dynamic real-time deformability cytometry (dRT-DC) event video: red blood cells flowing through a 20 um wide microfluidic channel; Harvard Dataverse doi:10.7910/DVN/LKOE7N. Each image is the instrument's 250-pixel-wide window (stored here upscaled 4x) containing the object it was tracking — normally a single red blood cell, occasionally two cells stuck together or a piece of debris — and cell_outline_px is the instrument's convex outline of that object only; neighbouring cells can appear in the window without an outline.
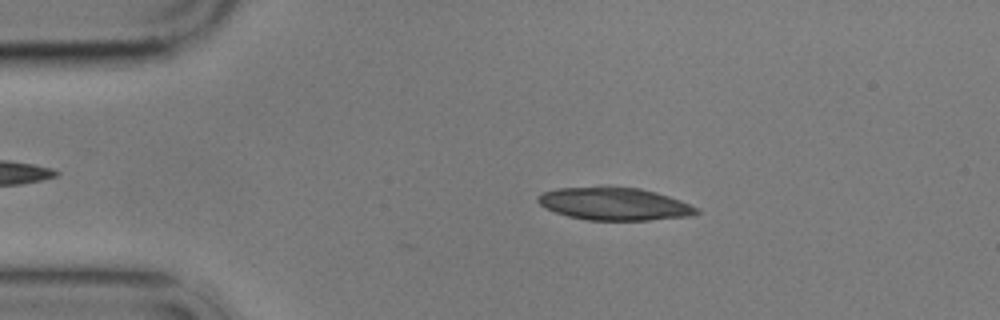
{"species": "common noctule bat (a hibernating species)", "species_latin": "Nyctalus noctula", "temperature_condition": "cold", "stored_images_in_passage": 6, "camera_frame_rate_fps": 3000, "um_per_image_px": 0.085, "animal": {"sex": "male", "body_mass_g": 17.9}, "frame": {"image": 1, "passage_image": 2, "time_ms": 1.333, "image_size_px": [1000, 320], "cell_outline_px": [[700, 212], [692, 216], [648, 220], [588, 220], [568, 216], [556, 212], [540, 204], [536, 200], [536, 196], [544, 192], [560, 188], [640, 188], [656, 192], [680, 200], [700, 208]], "centroid_in_image_um": [52.28, 17.35], "position_along_channel_um": 32.7, "area_um2": 29.71}}